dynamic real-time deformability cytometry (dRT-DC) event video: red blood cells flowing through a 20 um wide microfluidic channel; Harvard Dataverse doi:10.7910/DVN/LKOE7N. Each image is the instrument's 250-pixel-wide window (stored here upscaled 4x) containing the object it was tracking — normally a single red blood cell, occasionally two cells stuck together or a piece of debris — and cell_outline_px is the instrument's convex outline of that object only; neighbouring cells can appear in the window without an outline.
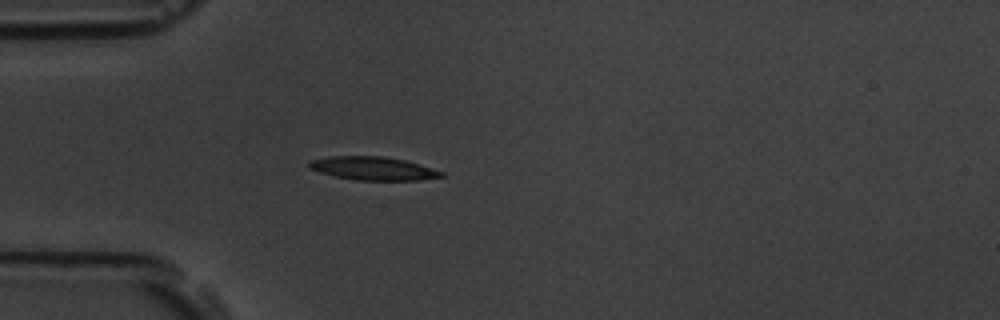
{"species": "common noctule bat (a hibernating species)", "species_latin": "Nyctalus noctula", "temperature_condition": "room temperature", "stored_images_in_passage": 2, "camera_frame_rate_fps": 3000, "um_per_image_px": 0.085, "animal": {"sex": "male", "body_mass_g": 19.5, "forearm_length_mm": 54.6}, "frame": {"image": 1, "passage_image": 2, "time_ms": 1.0, "image_size_px": [1000, 320], "cell_outline_px": [[444, 176], [420, 180], [356, 180], [336, 176], [320, 172], [308, 168], [308, 160], [328, 156], [384, 156], [404, 160], [444, 172]], "centroid_in_image_um": [31.67, 14.31], "position_along_channel_um": 53.3, "area_um2": 17.92}}